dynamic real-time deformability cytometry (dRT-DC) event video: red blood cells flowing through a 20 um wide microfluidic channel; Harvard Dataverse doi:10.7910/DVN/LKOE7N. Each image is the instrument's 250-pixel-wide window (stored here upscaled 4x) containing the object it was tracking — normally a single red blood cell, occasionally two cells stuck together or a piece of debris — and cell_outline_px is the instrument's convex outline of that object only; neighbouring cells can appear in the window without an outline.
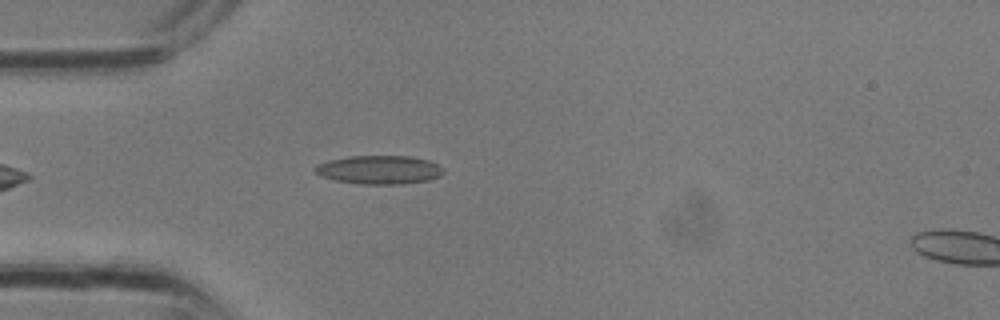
{"species": "common noctule bat (a hibernating species)", "species_latin": "Nyctalus noctula", "temperature_condition": "room temperature", "stored_images_in_passage": 12, "camera_frame_rate_fps": 3000, "um_per_image_px": 0.085, "animal": {"sex": "male", "body_mass_g": 13.3}, "frame": {"image": 1, "passage_image": 1, "time_ms": 0.0, "image_size_px": [1000, 320], "cell_outline_px": [[444, 172], [440, 176], [428, 180], [404, 184], [360, 184], [336, 180], [320, 176], [312, 168], [316, 164], [328, 160], [348, 156], [412, 156], [428, 160], [444, 168]], "centroid_in_image_um": [32.22, 14.43], "position_along_channel_um": 52.8, "area_um2": 21.56}}
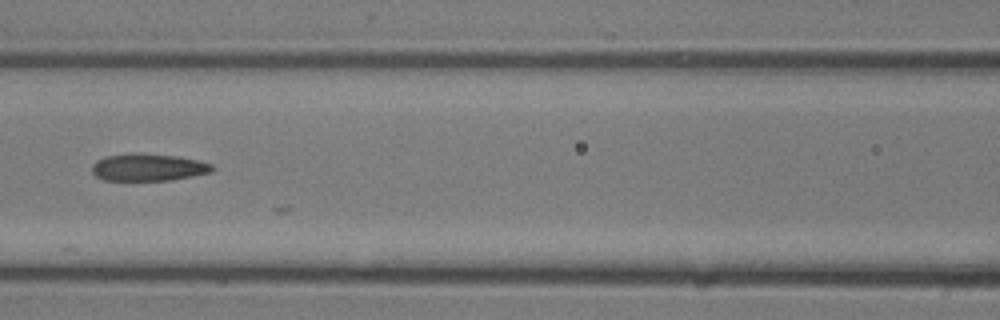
{"frame": {"image": 2, "passage_image": 6, "time_ms": 1.667, "image_size_px": [1000, 320], "cell_outline_px": [[216, 168], [212, 172], [192, 176], [168, 180], [104, 180], [96, 176], [92, 172], [92, 164], [96, 160], [108, 156], [136, 152], [180, 156], [212, 164]], "centroid_in_image_um": [12.61, 14.21], "position_along_channel_um": 154.0, "area_um2": 19.19}}
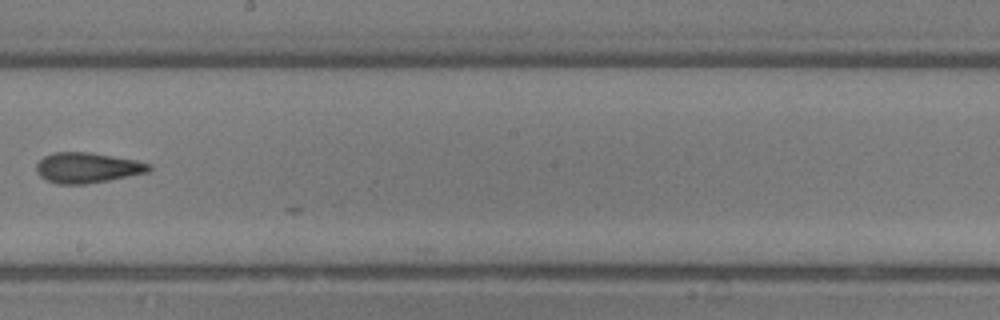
{"frame": {"image": 3, "passage_image": 10, "time_ms": 3.0, "image_size_px": [1000, 320], "cell_outline_px": [[152, 168], [148, 172], [108, 180], [84, 184], [56, 184], [44, 180], [36, 172], [36, 164], [44, 156], [52, 152], [92, 152], [136, 160], [152, 164]], "centroid_in_image_um": [7.4, 14.25], "position_along_channel_um": 240.8, "area_um2": 20.11}}